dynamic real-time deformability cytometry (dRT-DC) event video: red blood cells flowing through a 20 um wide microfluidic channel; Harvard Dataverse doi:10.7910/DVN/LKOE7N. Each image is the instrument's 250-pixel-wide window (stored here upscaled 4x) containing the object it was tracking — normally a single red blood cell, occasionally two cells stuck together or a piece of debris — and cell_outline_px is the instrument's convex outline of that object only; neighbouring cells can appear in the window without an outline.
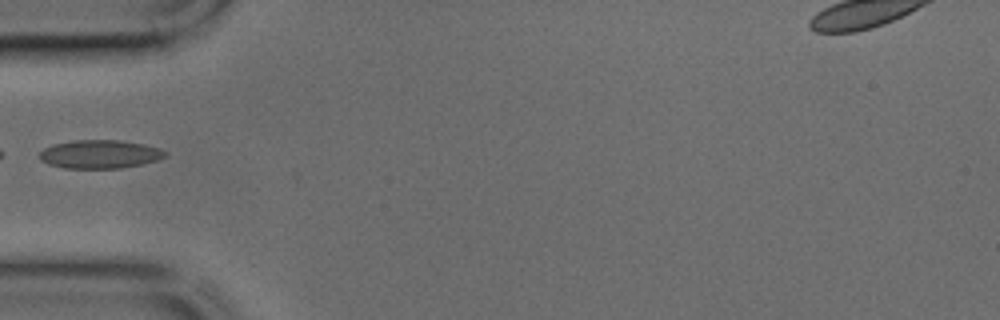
{"species": "common noctule bat (a hibernating species)", "species_latin": "Nyctalus noctula", "temperature_condition": "cold", "stored_images_in_passage": 30, "camera_frame_rate_fps": 3000, "um_per_image_px": 0.085, "animal": {"sex": "male", "body_mass_g": 17.9, "forearm_length_mm": 54.2}, "frame": {"image": 1, "passage_image": 1, "time_ms": 0.0, "image_size_px": [1000, 320], "cell_outline_px": [[168, 156], [156, 160], [140, 164], [120, 168], [64, 168], [48, 164], [40, 160], [36, 156], [44, 148], [52, 144], [72, 140], [120, 140], [160, 148], [168, 152]], "centroid_in_image_um": [8.44, 13.1], "position_along_channel_um": 76.6, "area_um2": 20.92}}